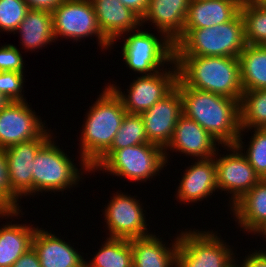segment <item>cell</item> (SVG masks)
Segmentation results:
<instances>
[{"mask_svg":"<svg viewBox=\"0 0 266 267\" xmlns=\"http://www.w3.org/2000/svg\"><path fill=\"white\" fill-rule=\"evenodd\" d=\"M51 13L55 41L61 37L78 42L95 36L102 51L111 48V42L99 28L90 0H64Z\"/></svg>","mask_w":266,"mask_h":267,"instance_id":"9c48e42d","label":"cell"},{"mask_svg":"<svg viewBox=\"0 0 266 267\" xmlns=\"http://www.w3.org/2000/svg\"><path fill=\"white\" fill-rule=\"evenodd\" d=\"M182 114V97L175 87L163 99L140 114L148 142L165 149L171 142L177 120Z\"/></svg>","mask_w":266,"mask_h":267,"instance_id":"9a60e30c","label":"cell"},{"mask_svg":"<svg viewBox=\"0 0 266 267\" xmlns=\"http://www.w3.org/2000/svg\"><path fill=\"white\" fill-rule=\"evenodd\" d=\"M30 9L47 10L52 12L64 0H24Z\"/></svg>","mask_w":266,"mask_h":267,"instance_id":"74e56055","label":"cell"},{"mask_svg":"<svg viewBox=\"0 0 266 267\" xmlns=\"http://www.w3.org/2000/svg\"><path fill=\"white\" fill-rule=\"evenodd\" d=\"M251 130L254 133L248 145L244 146L242 141L244 140L242 139L244 135L243 132H240L234 145L246 157L248 163L255 169L259 177L261 179H266V128H254V130ZM246 146L248 148H246Z\"/></svg>","mask_w":266,"mask_h":267,"instance_id":"4dcf8cb0","label":"cell"},{"mask_svg":"<svg viewBox=\"0 0 266 267\" xmlns=\"http://www.w3.org/2000/svg\"><path fill=\"white\" fill-rule=\"evenodd\" d=\"M29 10L24 0H0V32L15 34Z\"/></svg>","mask_w":266,"mask_h":267,"instance_id":"d6a6232c","label":"cell"},{"mask_svg":"<svg viewBox=\"0 0 266 267\" xmlns=\"http://www.w3.org/2000/svg\"><path fill=\"white\" fill-rule=\"evenodd\" d=\"M27 101H11L0 111V148L40 137L47 129Z\"/></svg>","mask_w":266,"mask_h":267,"instance_id":"5bb4252c","label":"cell"},{"mask_svg":"<svg viewBox=\"0 0 266 267\" xmlns=\"http://www.w3.org/2000/svg\"><path fill=\"white\" fill-rule=\"evenodd\" d=\"M240 13L244 19L246 44L266 45V3L243 0Z\"/></svg>","mask_w":266,"mask_h":267,"instance_id":"f546056e","label":"cell"},{"mask_svg":"<svg viewBox=\"0 0 266 267\" xmlns=\"http://www.w3.org/2000/svg\"><path fill=\"white\" fill-rule=\"evenodd\" d=\"M239 112L240 132L245 134L250 129L266 128V89L243 91Z\"/></svg>","mask_w":266,"mask_h":267,"instance_id":"f1b7e54d","label":"cell"},{"mask_svg":"<svg viewBox=\"0 0 266 267\" xmlns=\"http://www.w3.org/2000/svg\"><path fill=\"white\" fill-rule=\"evenodd\" d=\"M216 232L195 228L179 232L176 267H226L236 253Z\"/></svg>","mask_w":266,"mask_h":267,"instance_id":"ba28073f","label":"cell"},{"mask_svg":"<svg viewBox=\"0 0 266 267\" xmlns=\"http://www.w3.org/2000/svg\"><path fill=\"white\" fill-rule=\"evenodd\" d=\"M11 100L5 97L1 92H0V111L5 109L9 104Z\"/></svg>","mask_w":266,"mask_h":267,"instance_id":"60d3db41","label":"cell"},{"mask_svg":"<svg viewBox=\"0 0 266 267\" xmlns=\"http://www.w3.org/2000/svg\"><path fill=\"white\" fill-rule=\"evenodd\" d=\"M175 56L239 58L245 48L244 19L239 12L231 21L201 29H183L174 43Z\"/></svg>","mask_w":266,"mask_h":267,"instance_id":"277c9868","label":"cell"},{"mask_svg":"<svg viewBox=\"0 0 266 267\" xmlns=\"http://www.w3.org/2000/svg\"><path fill=\"white\" fill-rule=\"evenodd\" d=\"M242 260V267H266V250L252 251Z\"/></svg>","mask_w":266,"mask_h":267,"instance_id":"8d00e7d4","label":"cell"},{"mask_svg":"<svg viewBox=\"0 0 266 267\" xmlns=\"http://www.w3.org/2000/svg\"><path fill=\"white\" fill-rule=\"evenodd\" d=\"M19 199L11 192L9 186L7 163L4 149L0 148V218L23 217ZM22 212V213H21ZM21 213V214H20Z\"/></svg>","mask_w":266,"mask_h":267,"instance_id":"1f68e13d","label":"cell"},{"mask_svg":"<svg viewBox=\"0 0 266 267\" xmlns=\"http://www.w3.org/2000/svg\"><path fill=\"white\" fill-rule=\"evenodd\" d=\"M190 1L149 0L146 13L141 18V26L152 22L158 33L165 34L175 43L182 36Z\"/></svg>","mask_w":266,"mask_h":267,"instance_id":"ac0fdd59","label":"cell"},{"mask_svg":"<svg viewBox=\"0 0 266 267\" xmlns=\"http://www.w3.org/2000/svg\"><path fill=\"white\" fill-rule=\"evenodd\" d=\"M251 233L257 236L262 235V238H266V219L261 222Z\"/></svg>","mask_w":266,"mask_h":267,"instance_id":"ab89813d","label":"cell"},{"mask_svg":"<svg viewBox=\"0 0 266 267\" xmlns=\"http://www.w3.org/2000/svg\"><path fill=\"white\" fill-rule=\"evenodd\" d=\"M243 91L266 89V45H249L239 55Z\"/></svg>","mask_w":266,"mask_h":267,"instance_id":"484cf974","label":"cell"},{"mask_svg":"<svg viewBox=\"0 0 266 267\" xmlns=\"http://www.w3.org/2000/svg\"><path fill=\"white\" fill-rule=\"evenodd\" d=\"M238 259L236 257H234L226 267H242V263L237 261ZM238 264V265H237Z\"/></svg>","mask_w":266,"mask_h":267,"instance_id":"b9f144b4","label":"cell"},{"mask_svg":"<svg viewBox=\"0 0 266 267\" xmlns=\"http://www.w3.org/2000/svg\"><path fill=\"white\" fill-rule=\"evenodd\" d=\"M124 6L135 12L140 18L144 16L148 8L149 0H120Z\"/></svg>","mask_w":266,"mask_h":267,"instance_id":"f35d334b","label":"cell"},{"mask_svg":"<svg viewBox=\"0 0 266 267\" xmlns=\"http://www.w3.org/2000/svg\"><path fill=\"white\" fill-rule=\"evenodd\" d=\"M149 143L141 115L127 113L121 127L116 133L111 147L90 167L91 172L116 149L127 148L138 144Z\"/></svg>","mask_w":266,"mask_h":267,"instance_id":"83f0119b","label":"cell"},{"mask_svg":"<svg viewBox=\"0 0 266 267\" xmlns=\"http://www.w3.org/2000/svg\"><path fill=\"white\" fill-rule=\"evenodd\" d=\"M178 82L184 87L219 94L240 101L243 89L236 57L175 56Z\"/></svg>","mask_w":266,"mask_h":267,"instance_id":"7a4b0ae2","label":"cell"},{"mask_svg":"<svg viewBox=\"0 0 266 267\" xmlns=\"http://www.w3.org/2000/svg\"><path fill=\"white\" fill-rule=\"evenodd\" d=\"M230 209L240 229L250 234L266 219V179H261Z\"/></svg>","mask_w":266,"mask_h":267,"instance_id":"cb8c5ba5","label":"cell"},{"mask_svg":"<svg viewBox=\"0 0 266 267\" xmlns=\"http://www.w3.org/2000/svg\"><path fill=\"white\" fill-rule=\"evenodd\" d=\"M142 28L141 26L120 35L111 43V49L114 43L117 44V40L127 35L121 48L125 64L135 74L152 75L166 69L165 67H169L175 61V45L165 34L160 33L159 38Z\"/></svg>","mask_w":266,"mask_h":267,"instance_id":"8992f818","label":"cell"},{"mask_svg":"<svg viewBox=\"0 0 266 267\" xmlns=\"http://www.w3.org/2000/svg\"><path fill=\"white\" fill-rule=\"evenodd\" d=\"M38 226L14 224L0 227V267H12L14 262L32 247V238Z\"/></svg>","mask_w":266,"mask_h":267,"instance_id":"d4e9b609","label":"cell"},{"mask_svg":"<svg viewBox=\"0 0 266 267\" xmlns=\"http://www.w3.org/2000/svg\"><path fill=\"white\" fill-rule=\"evenodd\" d=\"M106 239L92 260L88 262L85 259V267H131L133 265L131 240L108 236Z\"/></svg>","mask_w":266,"mask_h":267,"instance_id":"4316f807","label":"cell"},{"mask_svg":"<svg viewBox=\"0 0 266 267\" xmlns=\"http://www.w3.org/2000/svg\"><path fill=\"white\" fill-rule=\"evenodd\" d=\"M53 135L47 129L40 137L4 149L11 192L19 199L33 196V163L40 147Z\"/></svg>","mask_w":266,"mask_h":267,"instance_id":"4fadbf2b","label":"cell"},{"mask_svg":"<svg viewBox=\"0 0 266 267\" xmlns=\"http://www.w3.org/2000/svg\"><path fill=\"white\" fill-rule=\"evenodd\" d=\"M227 154L217 153L214 156L216 164V183L221 193L228 191L230 208L249 192L261 178L248 163L246 157L235 145L222 146ZM230 151V152H229ZM218 156V157H217Z\"/></svg>","mask_w":266,"mask_h":267,"instance_id":"8fae6325","label":"cell"},{"mask_svg":"<svg viewBox=\"0 0 266 267\" xmlns=\"http://www.w3.org/2000/svg\"><path fill=\"white\" fill-rule=\"evenodd\" d=\"M24 73L0 72V92L11 101H26L24 94ZM23 90V91H22Z\"/></svg>","mask_w":266,"mask_h":267,"instance_id":"836d02e7","label":"cell"},{"mask_svg":"<svg viewBox=\"0 0 266 267\" xmlns=\"http://www.w3.org/2000/svg\"><path fill=\"white\" fill-rule=\"evenodd\" d=\"M85 114L80 138L81 163L91 167L110 147L127 114L121 98L108 85Z\"/></svg>","mask_w":266,"mask_h":267,"instance_id":"3957f363","label":"cell"},{"mask_svg":"<svg viewBox=\"0 0 266 267\" xmlns=\"http://www.w3.org/2000/svg\"><path fill=\"white\" fill-rule=\"evenodd\" d=\"M20 34L23 49L35 51L55 41L52 13L47 10L30 9L15 31Z\"/></svg>","mask_w":266,"mask_h":267,"instance_id":"603a6c76","label":"cell"},{"mask_svg":"<svg viewBox=\"0 0 266 267\" xmlns=\"http://www.w3.org/2000/svg\"><path fill=\"white\" fill-rule=\"evenodd\" d=\"M12 267H41V263L36 251L31 247L14 262Z\"/></svg>","mask_w":266,"mask_h":267,"instance_id":"d590c367","label":"cell"},{"mask_svg":"<svg viewBox=\"0 0 266 267\" xmlns=\"http://www.w3.org/2000/svg\"><path fill=\"white\" fill-rule=\"evenodd\" d=\"M24 60L19 49L13 44L0 46V72L14 71L25 73Z\"/></svg>","mask_w":266,"mask_h":267,"instance_id":"e575fe53","label":"cell"},{"mask_svg":"<svg viewBox=\"0 0 266 267\" xmlns=\"http://www.w3.org/2000/svg\"><path fill=\"white\" fill-rule=\"evenodd\" d=\"M103 35L112 43L141 26V18L120 0H90Z\"/></svg>","mask_w":266,"mask_h":267,"instance_id":"ffe728a7","label":"cell"},{"mask_svg":"<svg viewBox=\"0 0 266 267\" xmlns=\"http://www.w3.org/2000/svg\"><path fill=\"white\" fill-rule=\"evenodd\" d=\"M243 0H193L189 3L184 29L214 27L231 21Z\"/></svg>","mask_w":266,"mask_h":267,"instance_id":"44dd1931","label":"cell"},{"mask_svg":"<svg viewBox=\"0 0 266 267\" xmlns=\"http://www.w3.org/2000/svg\"><path fill=\"white\" fill-rule=\"evenodd\" d=\"M217 146L220 144L215 138L196 121L182 114L177 120L171 142L164 149L165 160L169 162V151L192 156L194 160L213 158L219 150Z\"/></svg>","mask_w":266,"mask_h":267,"instance_id":"2e32d148","label":"cell"},{"mask_svg":"<svg viewBox=\"0 0 266 267\" xmlns=\"http://www.w3.org/2000/svg\"><path fill=\"white\" fill-rule=\"evenodd\" d=\"M164 149L153 143L114 150L96 169L128 181L147 182L165 170ZM109 172V173H108ZM144 181V182H143Z\"/></svg>","mask_w":266,"mask_h":267,"instance_id":"52a82bcc","label":"cell"},{"mask_svg":"<svg viewBox=\"0 0 266 267\" xmlns=\"http://www.w3.org/2000/svg\"><path fill=\"white\" fill-rule=\"evenodd\" d=\"M177 80L178 69L174 61L168 69L166 67L152 75L136 76V80L134 78L129 89H126L127 93L122 92L116 82L108 86L121 98L127 113L140 115L168 95L175 88Z\"/></svg>","mask_w":266,"mask_h":267,"instance_id":"30bf717a","label":"cell"},{"mask_svg":"<svg viewBox=\"0 0 266 267\" xmlns=\"http://www.w3.org/2000/svg\"><path fill=\"white\" fill-rule=\"evenodd\" d=\"M249 2H254V3H266V0H246Z\"/></svg>","mask_w":266,"mask_h":267,"instance_id":"7bdbcfd3","label":"cell"},{"mask_svg":"<svg viewBox=\"0 0 266 267\" xmlns=\"http://www.w3.org/2000/svg\"><path fill=\"white\" fill-rule=\"evenodd\" d=\"M176 196L179 203L188 204L202 201L218 189L216 183V164L213 158L196 159L183 172Z\"/></svg>","mask_w":266,"mask_h":267,"instance_id":"e0dca14e","label":"cell"},{"mask_svg":"<svg viewBox=\"0 0 266 267\" xmlns=\"http://www.w3.org/2000/svg\"><path fill=\"white\" fill-rule=\"evenodd\" d=\"M54 139L55 136L52 135L34 157L33 195H40L39 192L43 194V191L44 193L64 192L68 188L78 187L79 182L82 181L81 175L86 172L92 173L86 163H80L81 169H78L73 163L74 160L72 161V158L60 149Z\"/></svg>","mask_w":266,"mask_h":267,"instance_id":"5b68a950","label":"cell"},{"mask_svg":"<svg viewBox=\"0 0 266 267\" xmlns=\"http://www.w3.org/2000/svg\"><path fill=\"white\" fill-rule=\"evenodd\" d=\"M162 239L152 232L149 236L131 239L133 265L135 267H176L179 234L169 246Z\"/></svg>","mask_w":266,"mask_h":267,"instance_id":"7402d4cb","label":"cell"},{"mask_svg":"<svg viewBox=\"0 0 266 267\" xmlns=\"http://www.w3.org/2000/svg\"><path fill=\"white\" fill-rule=\"evenodd\" d=\"M70 243L39 226L32 238L41 267H84L85 259Z\"/></svg>","mask_w":266,"mask_h":267,"instance_id":"d6986e66","label":"cell"},{"mask_svg":"<svg viewBox=\"0 0 266 267\" xmlns=\"http://www.w3.org/2000/svg\"><path fill=\"white\" fill-rule=\"evenodd\" d=\"M113 194L103 211L109 238L131 240L151 235L140 200L124 192Z\"/></svg>","mask_w":266,"mask_h":267,"instance_id":"7c38bea8","label":"cell"},{"mask_svg":"<svg viewBox=\"0 0 266 267\" xmlns=\"http://www.w3.org/2000/svg\"><path fill=\"white\" fill-rule=\"evenodd\" d=\"M175 87L182 97L183 114L196 121L221 146L234 145L240 134L239 101L208 91Z\"/></svg>","mask_w":266,"mask_h":267,"instance_id":"6da1fadb","label":"cell"}]
</instances>
